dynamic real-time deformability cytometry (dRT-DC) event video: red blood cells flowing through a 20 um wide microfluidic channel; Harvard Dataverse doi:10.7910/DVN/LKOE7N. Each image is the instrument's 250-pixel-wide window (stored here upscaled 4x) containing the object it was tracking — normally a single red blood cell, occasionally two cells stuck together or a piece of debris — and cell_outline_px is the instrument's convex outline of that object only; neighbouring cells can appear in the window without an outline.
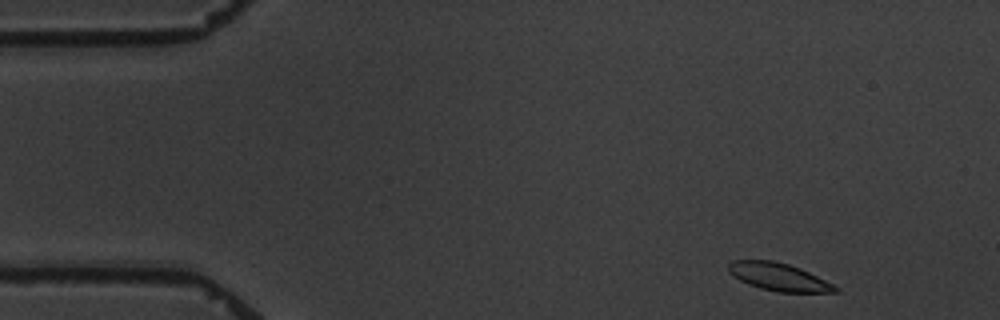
{"species": "common noctule bat (a hibernating species)", "species_latin": "Nyctalus noctula", "temperature_condition": "warm", "stored_images_in_passage": 4, "camera_frame_rate_fps": 3000, "um_per_image_px": 0.085, "animal": {"sex": "male", "body_mass_g": 19.5, "forearm_length_mm": 54.6}, "frame": {"image": 1, "passage_image": 1, "time_ms": 0.0, "image_size_px": [1000, 320], "cell_outline_px": [[840, 292], [780, 292], [760, 288], [748, 284], [740, 280], [728, 272], [728, 264], [732, 260], [772, 260], [788, 264], [800, 268], [840, 288]], "centroid_in_image_um": [66.17, 23.53], "position_along_channel_um": 18.8, "area_um2": 17.11}}
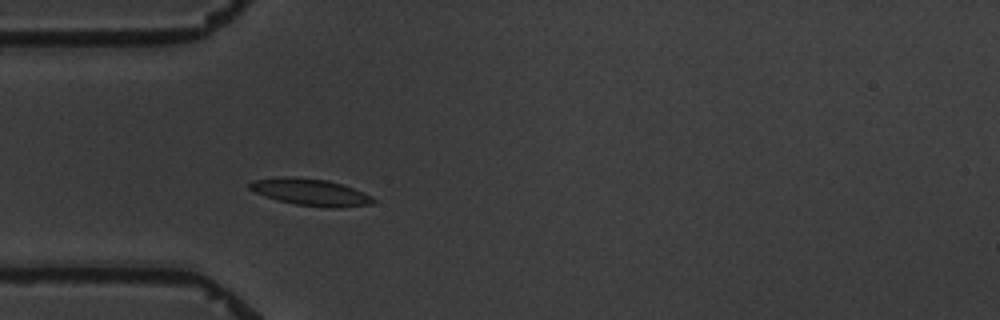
{"frame": {"image": 2, "passage_image": 4, "time_ms": 3.667, "image_size_px": [1000, 320], "cell_outline_px": [[376, 200], [372, 204], [340, 208], [332, 208], [296, 204], [264, 196], [248, 188], [248, 184], [252, 180], [280, 176], [292, 176], [328, 180], [352, 188], [372, 196]], "centroid_in_image_um": [26.38, 16.32], "position_along_channel_um": 58.6, "area_um2": 19.31}}